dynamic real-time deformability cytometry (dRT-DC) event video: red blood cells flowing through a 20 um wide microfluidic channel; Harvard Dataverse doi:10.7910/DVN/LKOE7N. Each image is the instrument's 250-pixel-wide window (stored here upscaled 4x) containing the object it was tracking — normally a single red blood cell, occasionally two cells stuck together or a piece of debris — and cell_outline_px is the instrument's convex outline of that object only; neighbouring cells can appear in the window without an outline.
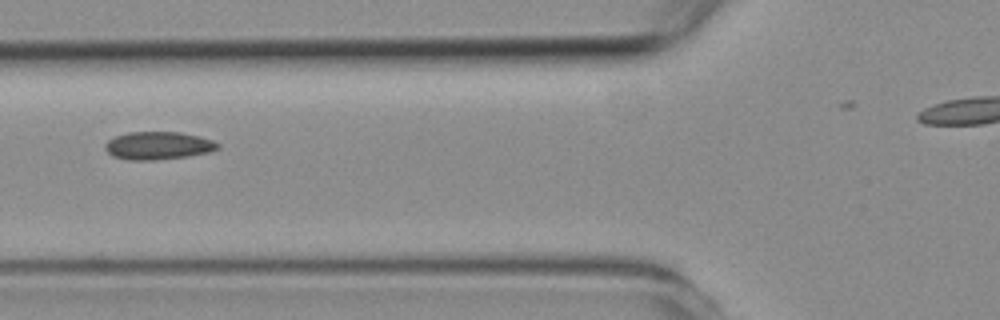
{"species": "common noctule bat (a hibernating species)", "species_latin": "Nyctalus noctula", "temperature_condition": "room temperature", "stored_images_in_passage": 3, "camera_frame_rate_fps": 3000, "um_per_image_px": 0.085, "animal": {"sex": "female", "body_mass_g": 19.3, "forearm_length_mm": 54.1}, "frame": {"image": 1, "passage_image": 2, "time_ms": 1.0, "image_size_px": [1000, 320], "cell_outline_px": [[220, 148], [208, 152], [184, 156], [156, 160], [128, 160], [112, 156], [104, 148], [104, 144], [108, 140], [116, 136], [128, 132], [180, 132], [200, 136], [212, 140], [220, 144]], "centroid_in_image_um": [13.42, 12.37], "position_along_channel_um": 112.4, "area_um2": 18.26}}